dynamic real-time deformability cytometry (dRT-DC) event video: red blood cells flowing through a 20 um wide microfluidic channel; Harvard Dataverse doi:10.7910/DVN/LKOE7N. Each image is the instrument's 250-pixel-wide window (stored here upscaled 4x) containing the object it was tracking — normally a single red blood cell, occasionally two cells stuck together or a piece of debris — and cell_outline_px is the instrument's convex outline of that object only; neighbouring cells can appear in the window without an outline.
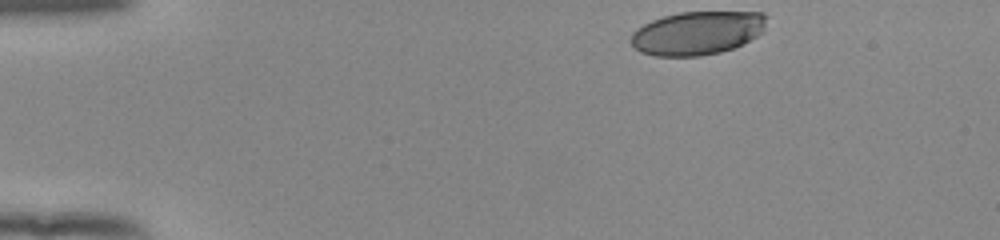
{"species": "human", "species_latin": "Homo sapiens", "temperature_condition": "room temperature", "stored_images_in_passage": 7, "camera_frame_rate_fps": 3000, "um_per_image_px": 0.085, "donor": {"sex": "female"}, "frame": {"image": 1, "passage_image": 1, "time_ms": 0.0, "image_size_px": [1000, 240], "cell_outline_px": [[768, 16], [764, 32], [732, 48], [720, 52], [700, 56], [656, 56], [640, 52], [632, 44], [632, 32], [636, 28], [652, 20], [664, 16], [680, 12], [764, 12]], "centroid_in_image_um": [59.29, 2.79], "position_along_channel_um": 25.7, "area_um2": 34.39}}